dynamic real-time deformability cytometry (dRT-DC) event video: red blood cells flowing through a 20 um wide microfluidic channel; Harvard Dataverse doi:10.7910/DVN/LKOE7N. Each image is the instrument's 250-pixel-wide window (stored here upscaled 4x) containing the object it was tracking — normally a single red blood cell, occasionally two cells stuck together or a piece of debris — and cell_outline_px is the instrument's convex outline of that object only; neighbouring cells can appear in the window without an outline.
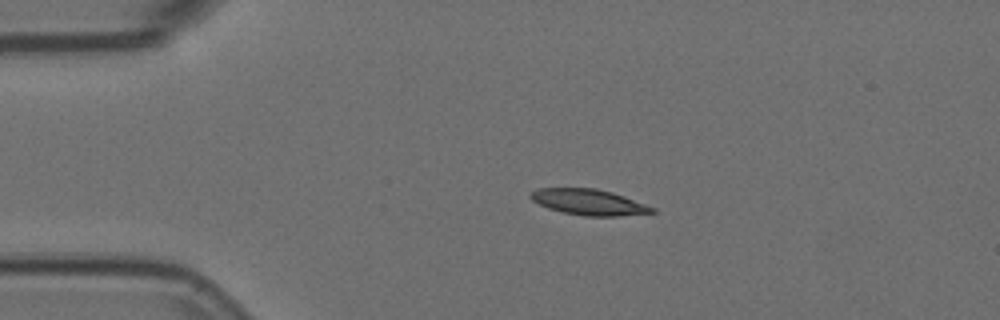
{"species": "Egyptian fruit bat (a non-hibernating species)", "species_latin": "Rousettus aegyptiacus", "temperature_condition": "room temperature", "stored_images_in_passage": 6, "camera_frame_rate_fps": 3000, "um_per_image_px": 0.085, "animal": {"sex": "female"}, "frame": {"image": 1, "passage_image": 3, "time_ms": 0.667, "image_size_px": [1000, 320], "cell_outline_px": [[656, 212], [620, 216], [584, 216], [564, 212], [548, 208], [532, 200], [528, 196], [536, 188], [596, 188], [612, 192], [624, 196], [656, 208]], "centroid_in_image_um": [50.06, 17.18], "position_along_channel_um": 34.9, "area_um2": 18.26}}
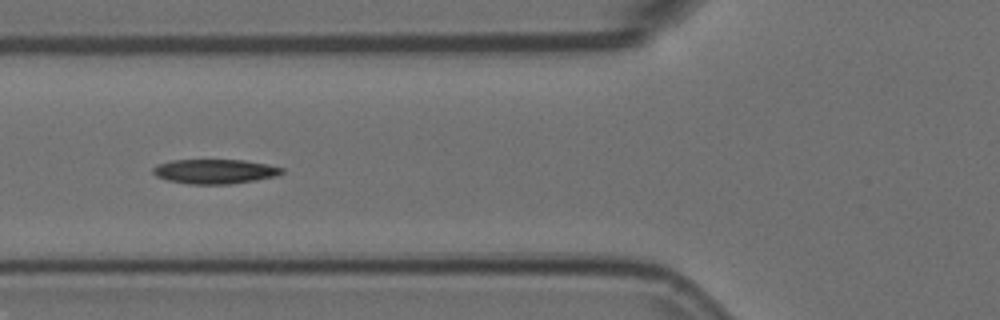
{"frame": {"image": 2, "passage_image": 5, "time_ms": 1.333, "image_size_px": [1000, 320], "cell_outline_px": [[284, 172], [276, 176], [256, 180], [228, 184], [188, 184], [168, 180], [156, 176], [152, 172], [152, 168], [156, 164], [172, 160], [244, 160], [268, 164], [284, 168]], "centroid_in_image_um": [18.25, 14.57], "position_along_channel_um": 107.5, "area_um2": 18.5}}
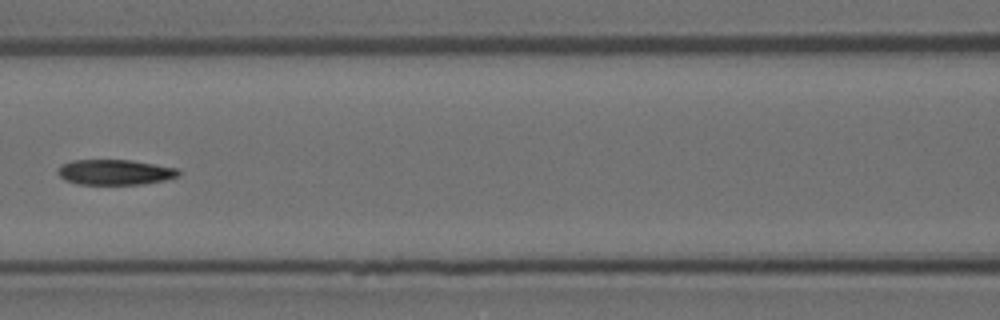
{"frame": {"image": 3, "passage_image": 6, "time_ms": 1.667, "image_size_px": [1000, 320], "cell_outline_px": [[180, 172], [176, 176], [164, 180], [144, 184], [76, 184], [64, 180], [56, 172], [60, 164], [72, 160], [132, 160], [176, 168]], "centroid_in_image_um": [9.7, 14.63], "position_along_channel_um": 156.9, "area_um2": 17.8}}